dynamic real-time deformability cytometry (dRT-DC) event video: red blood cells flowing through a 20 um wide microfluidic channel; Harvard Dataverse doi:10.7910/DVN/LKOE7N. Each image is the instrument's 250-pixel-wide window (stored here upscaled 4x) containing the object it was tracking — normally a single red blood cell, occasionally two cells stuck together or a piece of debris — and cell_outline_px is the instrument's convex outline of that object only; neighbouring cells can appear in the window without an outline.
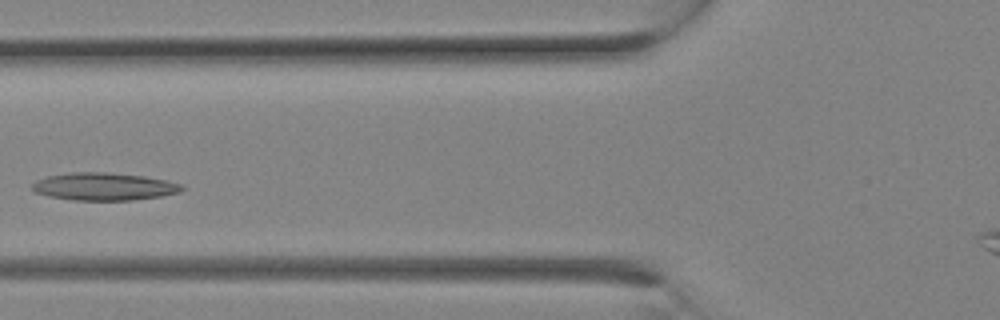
{"species": "Egyptian fruit bat (a non-hibernating species)", "species_latin": "Rousettus aegyptiacus", "temperature_condition": "room temperature", "stored_images_in_passage": 11, "camera_frame_rate_fps": 3000, "um_per_image_px": 0.085, "animal": {"sex": "female"}, "frame": {"image": 1, "passage_image": 7, "time_ms": 2.0, "image_size_px": [1000, 320], "cell_outline_px": [[184, 188], [180, 192], [160, 196], [132, 200], [72, 200], [48, 196], [36, 192], [28, 188], [36, 180], [48, 176], [72, 172], [104, 172], [144, 176], [164, 180], [180, 184]], "centroid_in_image_um": [8.78, 15.86], "position_along_channel_um": 117.0, "area_um2": 23.99}}
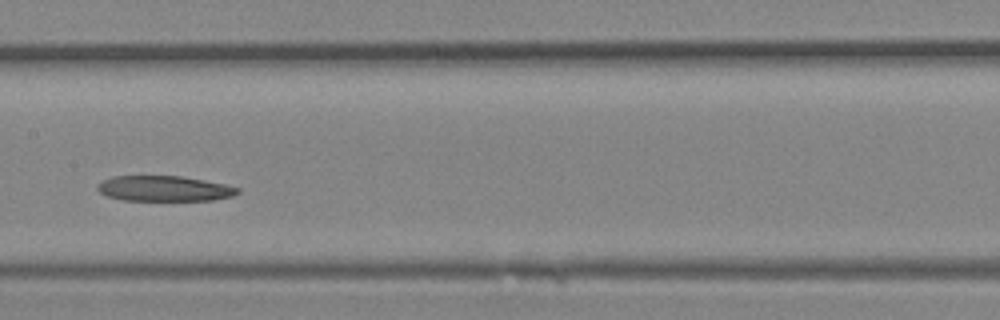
{"frame": {"image": 2, "passage_image": 10, "time_ms": 3.0, "image_size_px": [1000, 320], "cell_outline_px": [[240, 192], [232, 196], [212, 200], [124, 200], [108, 196], [100, 192], [96, 188], [96, 184], [112, 176], [180, 176], [204, 180], [224, 184], [240, 188]], "centroid_in_image_um": [13.95, 16.02], "position_along_channel_um": 193.4, "area_um2": 20.63}}